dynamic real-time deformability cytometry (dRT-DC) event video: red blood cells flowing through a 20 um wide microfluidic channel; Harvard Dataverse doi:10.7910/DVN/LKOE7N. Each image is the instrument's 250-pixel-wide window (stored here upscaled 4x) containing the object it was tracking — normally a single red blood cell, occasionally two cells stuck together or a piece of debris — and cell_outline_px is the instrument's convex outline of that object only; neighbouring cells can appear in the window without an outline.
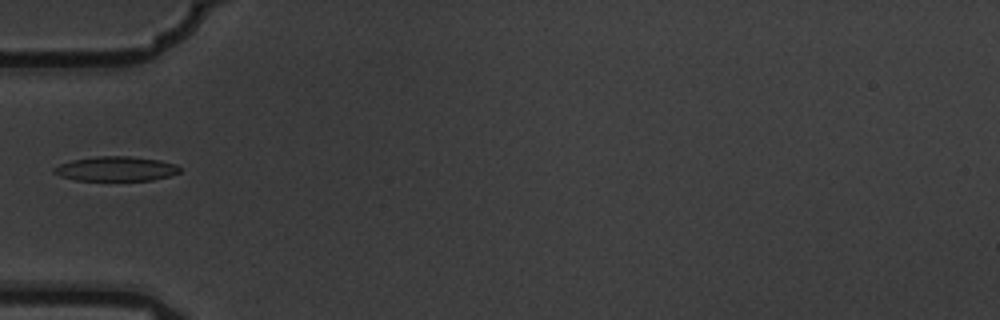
{"species": "common noctule bat (a hibernating species)", "species_latin": "Nyctalus noctula", "temperature_condition": "warm", "stored_images_in_passage": 6, "camera_frame_rate_fps": 3000, "um_per_image_px": 0.085, "animal": {"sex": "male", "body_mass_g": 19.5, "forearm_length_mm": 54.6}, "frame": {"image": 1, "passage_image": 5, "time_ms": 1.333, "image_size_px": [1000, 320], "cell_outline_px": [[180, 172], [168, 176], [152, 180], [76, 180], [60, 176], [52, 172], [52, 168], [60, 164], [72, 160], [96, 156], [132, 156], [160, 160], [176, 164], [180, 168]], "centroid_in_image_um": [9.84, 14.34], "position_along_channel_um": 75.2, "area_um2": 18.03}}
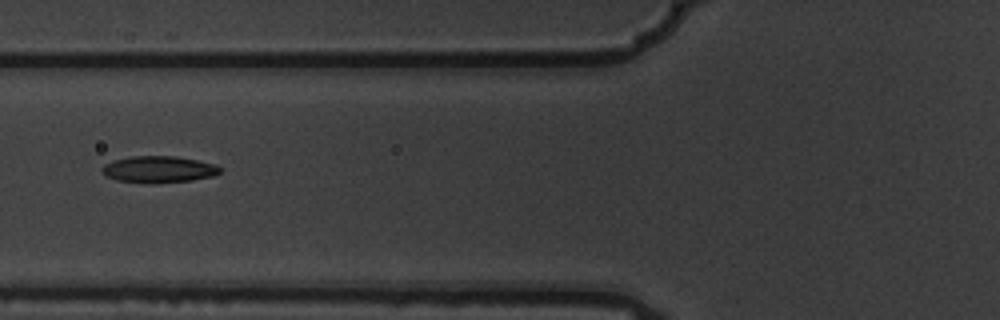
{"frame": {"image": 2, "passage_image": 6, "time_ms": 1.667, "image_size_px": [1000, 320], "cell_outline_px": [[220, 172], [212, 176], [192, 180], [156, 184], [148, 184], [116, 180], [100, 172], [100, 168], [104, 164], [112, 160], [132, 156], [176, 156], [216, 164], [220, 168]], "centroid_in_image_um": [13.44, 14.4], "position_along_channel_um": 112.4, "area_um2": 18.55}}